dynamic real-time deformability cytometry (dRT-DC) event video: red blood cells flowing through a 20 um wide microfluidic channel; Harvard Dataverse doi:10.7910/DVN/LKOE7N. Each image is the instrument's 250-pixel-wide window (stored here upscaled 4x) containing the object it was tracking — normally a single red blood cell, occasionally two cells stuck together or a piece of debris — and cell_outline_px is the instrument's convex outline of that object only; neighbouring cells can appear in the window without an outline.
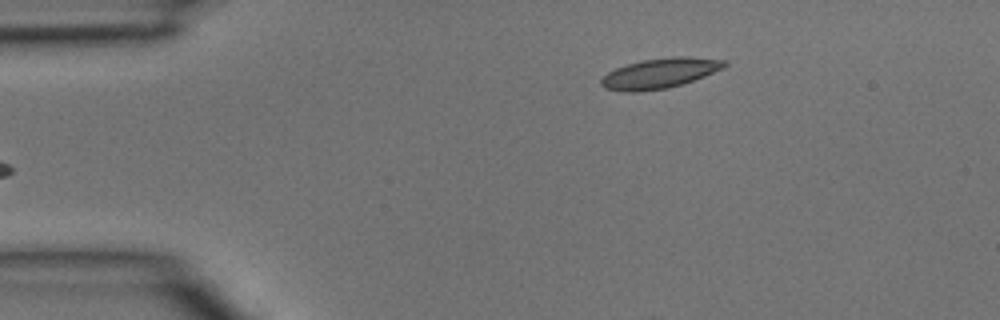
{"species": "common noctule bat (a hibernating species)", "species_latin": "Nyctalus noctula", "temperature_condition": "room temperature", "stored_images_in_passage": 3, "camera_frame_rate_fps": 3000, "um_per_image_px": 0.085, "animal": {"sex": "male", "body_mass_g": 15.6}, "frame": {"image": 1, "passage_image": 1, "time_ms": 0.0, "image_size_px": [1000, 320], "cell_outline_px": [[728, 64], [724, 68], [704, 76], [668, 88], [636, 92], [624, 92], [604, 88], [600, 84], [600, 80], [608, 72], [616, 68], [640, 60], [672, 56], [684, 56], [728, 60]], "centroid_in_image_um": [56.08, 6.22], "position_along_channel_um": 28.9, "area_um2": 21.68}}